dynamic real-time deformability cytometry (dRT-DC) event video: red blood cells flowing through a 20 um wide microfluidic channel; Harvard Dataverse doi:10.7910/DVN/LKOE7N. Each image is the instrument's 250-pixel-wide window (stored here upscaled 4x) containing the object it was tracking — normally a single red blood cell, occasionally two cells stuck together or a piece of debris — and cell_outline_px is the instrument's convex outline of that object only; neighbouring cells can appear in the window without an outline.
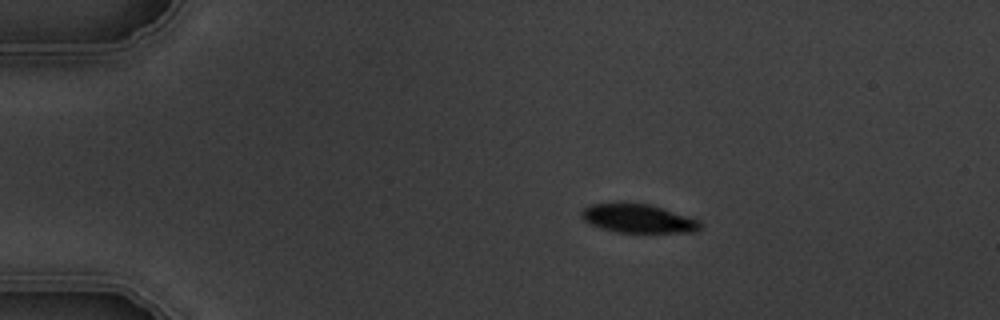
{"species": "common noctule bat (a hibernating species)", "species_latin": "Nyctalus noctula", "temperature_condition": "warm", "stored_images_in_passage": 4, "camera_frame_rate_fps": 3000, "um_per_image_px": 0.085, "animal": {"sex": "male", "body_mass_g": 19.5, "forearm_length_mm": 54.6}, "frame": {"image": 1, "passage_image": 1, "time_ms": 0.0, "image_size_px": [1000, 320], "cell_outline_px": [[700, 228], [696, 232], [616, 232], [600, 228], [584, 220], [580, 216], [580, 212], [584, 208], [592, 204], [652, 204], [700, 220]], "centroid_in_image_um": [54.26, 18.58], "position_along_channel_um": 30.7, "area_um2": 19.59}}